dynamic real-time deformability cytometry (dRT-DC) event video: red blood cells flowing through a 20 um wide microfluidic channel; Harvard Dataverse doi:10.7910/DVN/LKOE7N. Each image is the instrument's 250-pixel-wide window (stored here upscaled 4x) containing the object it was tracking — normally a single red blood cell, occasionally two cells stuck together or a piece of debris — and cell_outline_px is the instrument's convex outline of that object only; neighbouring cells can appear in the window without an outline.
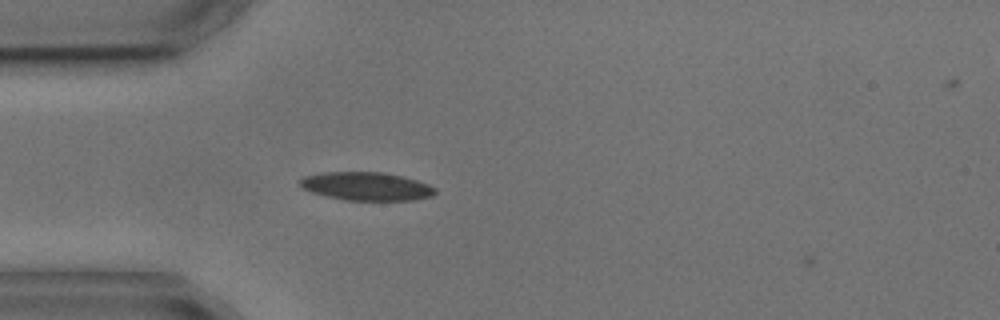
{"species": "common noctule bat (a hibernating species)", "species_latin": "Nyctalus noctula", "temperature_condition": "cold", "stored_images_in_passage": 3, "camera_frame_rate_fps": 3000, "um_per_image_px": 0.085, "animal": {"sex": "male", "body_mass_g": 17.9, "forearm_length_mm": 54.2}, "frame": {"image": 1, "passage_image": 2, "time_ms": 1.0, "image_size_px": [1000, 320], "cell_outline_px": [[436, 192], [432, 196], [412, 200], [344, 200], [312, 192], [304, 188], [300, 184], [300, 180], [304, 176], [320, 172], [380, 172], [400, 176], [416, 180], [428, 184], [436, 188]], "centroid_in_image_um": [31.15, 15.83], "position_along_channel_um": 53.9, "area_um2": 22.08}}